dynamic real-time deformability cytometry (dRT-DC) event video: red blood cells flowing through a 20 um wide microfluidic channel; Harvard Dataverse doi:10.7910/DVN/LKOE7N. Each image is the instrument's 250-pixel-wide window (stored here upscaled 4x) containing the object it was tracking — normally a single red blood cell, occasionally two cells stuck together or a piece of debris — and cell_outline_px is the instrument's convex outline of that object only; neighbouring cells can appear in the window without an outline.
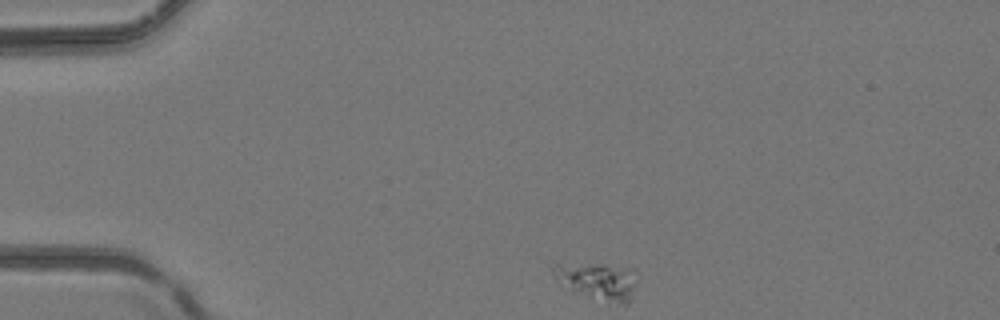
{"species": "common noctule bat (a hibernating species)", "species_latin": "Nyctalus noctula", "temperature_condition": "room temperature", "stored_images_in_passage": 2, "camera_frame_rate_fps": 3000, "um_per_image_px": 0.085, "animal": {"sex": "female", "body_mass_g": 24.6, "forearm_length_mm": 56.2}, "frame": {"image": 1, "passage_image": 1, "time_ms": 0.0, "image_size_px": [1000, 320], "cell_outline_px": [[632, 296], [628, 304], [616, 304], [576, 292], [568, 288], [556, 280], [552, 276], [548, 264], [600, 264], [628, 268], [632, 284]], "centroid_in_image_um": [50.64, 23.88], "position_along_channel_um": 34.4, "area_um2": 17.4}}
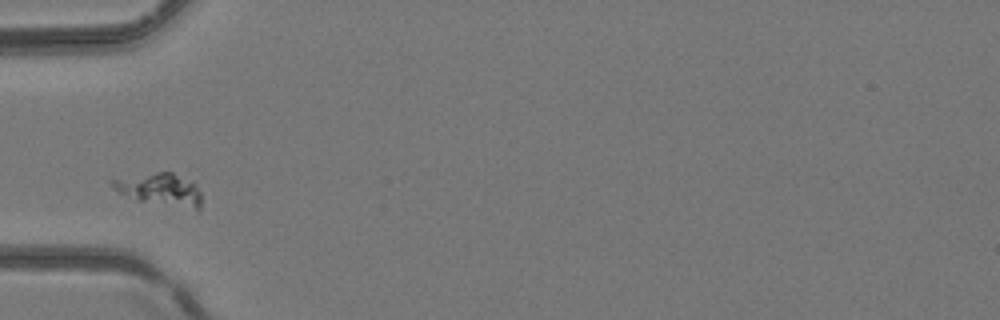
{"frame": {"image": 2, "passage_image": 2, "time_ms": 0.333, "image_size_px": [1000, 320], "cell_outline_px": [[200, 212], [136, 200], [112, 188], [108, 180], [156, 172], [172, 172], [192, 180], [196, 184], [200, 192]], "centroid_in_image_um": [13.66, 16.13], "position_along_channel_um": 71.3, "area_um2": 17.17}}